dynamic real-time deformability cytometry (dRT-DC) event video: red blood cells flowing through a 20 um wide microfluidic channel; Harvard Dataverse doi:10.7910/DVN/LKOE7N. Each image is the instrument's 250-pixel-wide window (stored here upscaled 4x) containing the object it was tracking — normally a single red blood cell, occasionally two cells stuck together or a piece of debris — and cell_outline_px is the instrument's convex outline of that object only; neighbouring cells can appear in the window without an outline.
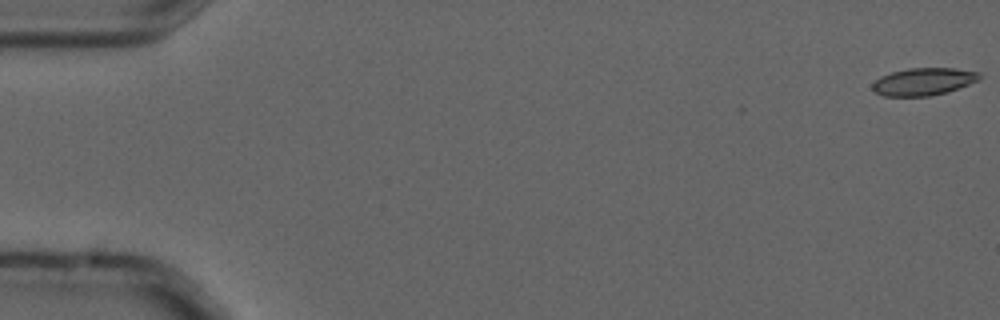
{"species": "common noctule bat (a hibernating species)", "species_latin": "Nyctalus noctula", "temperature_condition": "cold", "stored_images_in_passage": 6, "camera_frame_rate_fps": 3000, "um_per_image_px": 0.085, "animal": {"sex": "male", "forearm_length_mm": 52.5}, "frame": {"image": 1, "passage_image": 1, "time_ms": 0.0, "image_size_px": [1000, 320], "cell_outline_px": [[980, 80], [948, 92], [928, 96], [884, 96], [876, 92], [872, 88], [872, 84], [880, 76], [892, 72], [908, 68], [956, 68], [980, 72]], "centroid_in_image_um": [78.52, 6.93], "position_along_channel_um": 6.5, "area_um2": 17.17}}
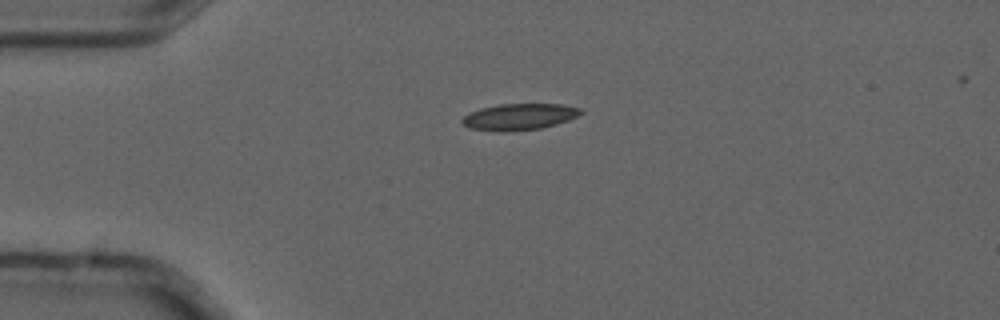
{"frame": {"image": 2, "passage_image": 4, "time_ms": 1.0, "image_size_px": [1000, 320], "cell_outline_px": [[584, 112], [568, 120], [556, 124], [540, 128], [504, 132], [492, 132], [468, 128], [460, 120], [468, 112], [480, 108], [500, 104], [560, 104], [580, 108]], "centroid_in_image_um": [44.07, 9.93], "position_along_channel_um": 40.9, "area_um2": 18.38}}
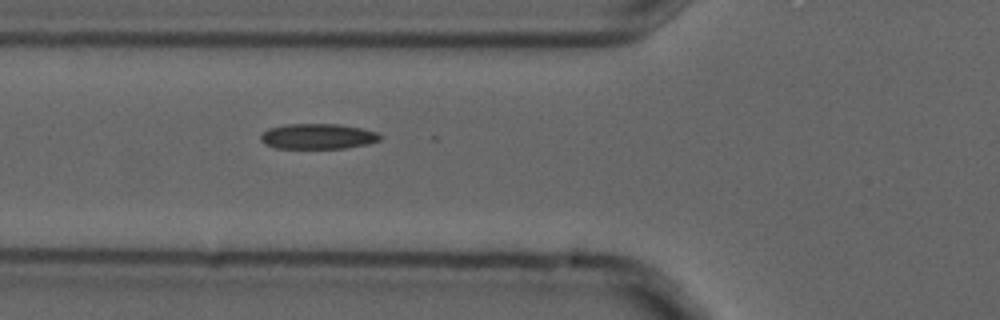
{"frame": {"image": 3, "passage_image": 6, "time_ms": 1.667, "image_size_px": [1000, 320], "cell_outline_px": [[384, 136], [380, 140], [368, 144], [344, 148], [276, 148], [264, 144], [260, 140], [260, 136], [268, 128], [288, 124], [340, 124], [360, 128], [376, 132]], "centroid_in_image_um": [27.02, 11.59], "position_along_channel_um": 98.8, "area_um2": 17.69}}